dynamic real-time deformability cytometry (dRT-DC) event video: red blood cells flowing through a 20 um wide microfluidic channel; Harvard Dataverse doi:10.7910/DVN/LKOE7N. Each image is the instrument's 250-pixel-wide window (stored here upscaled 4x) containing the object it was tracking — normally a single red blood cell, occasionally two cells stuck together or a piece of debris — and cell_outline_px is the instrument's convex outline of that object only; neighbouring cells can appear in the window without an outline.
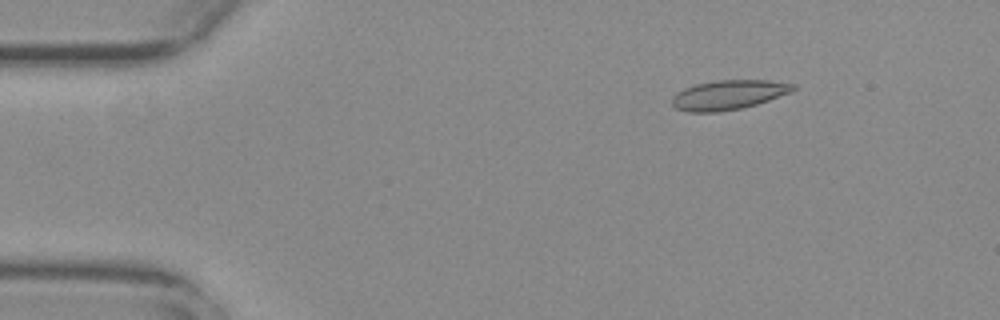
{"species": "common noctule bat (a hibernating species)", "species_latin": "Nyctalus noctula", "temperature_condition": "warm", "stored_images_in_passage": 55, "camera_frame_rate_fps": 3000, "um_per_image_px": 0.085, "animal": {"sex": "female", "body_mass_g": 29.2, "forearm_length_mm": 56.3}, "frame": {"image": 1, "passage_image": 8, "time_ms": 2.333, "image_size_px": [1000, 320], "cell_outline_px": [[796, 88], [792, 92], [756, 104], [740, 108], [716, 112], [688, 112], [676, 108], [672, 104], [672, 96], [676, 92], [684, 88], [696, 84], [716, 80], [768, 80], [796, 84]], "centroid_in_image_um": [61.91, 8.05], "position_along_channel_um": 23.1, "area_um2": 20.81}}
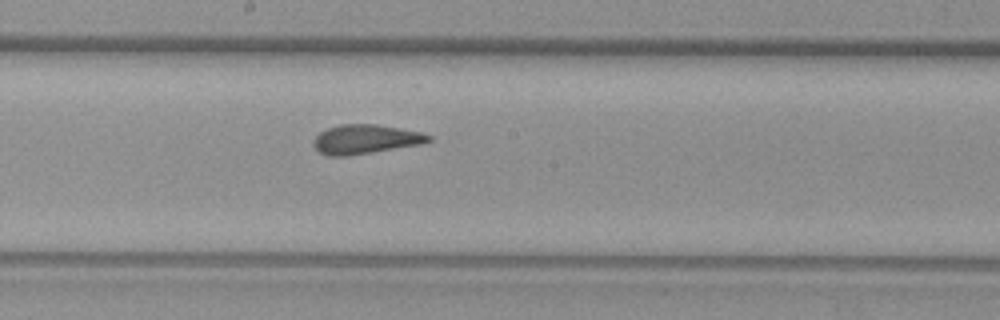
{"frame": {"image": 2, "passage_image": 30, "time_ms": 9.667, "image_size_px": [1000, 320], "cell_outline_px": [[432, 140], [420, 144], [348, 156], [328, 156], [320, 152], [312, 144], [312, 140], [320, 132], [328, 128], [340, 124], [376, 124], [400, 128], [420, 132], [432, 136]], "centroid_in_image_um": [31.04, 11.83], "position_along_channel_um": 217.2, "area_um2": 19.54}}
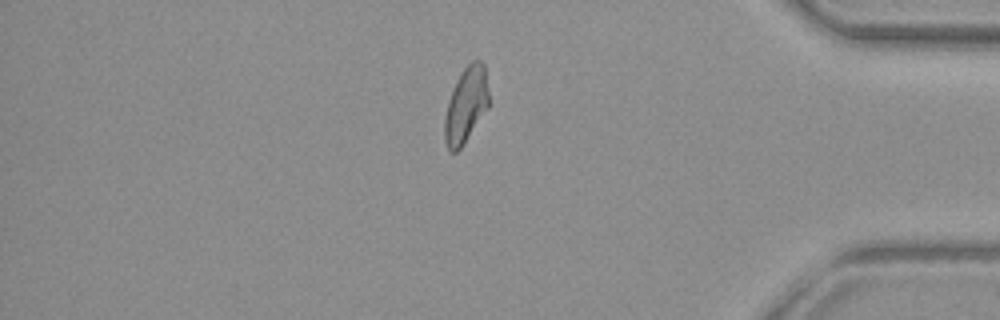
{"frame": {"image": 3, "passage_image": 47, "time_ms": 15.333, "image_size_px": [1000, 320], "cell_outline_px": [[488, 108], [460, 148], [456, 152], [452, 152], [448, 148], [444, 140], [444, 120], [448, 100], [456, 80], [460, 72], [472, 60], [480, 60], [484, 64], [488, 92]], "centroid_in_image_um": [39.59, 8.91], "position_along_channel_um": 395.6, "area_um2": 19.31}, "authors_computed_cell_mechanics": {"area_um2": 19.8832, "velocity_mm_per_s": 3.7289, "shape_relaxation_time_tau1_ms": null, "shape_relaxation_time_tau2_ms": 1.2185, "deformation_change_tau1": null, "deformation_change_tau2": 0.097}}